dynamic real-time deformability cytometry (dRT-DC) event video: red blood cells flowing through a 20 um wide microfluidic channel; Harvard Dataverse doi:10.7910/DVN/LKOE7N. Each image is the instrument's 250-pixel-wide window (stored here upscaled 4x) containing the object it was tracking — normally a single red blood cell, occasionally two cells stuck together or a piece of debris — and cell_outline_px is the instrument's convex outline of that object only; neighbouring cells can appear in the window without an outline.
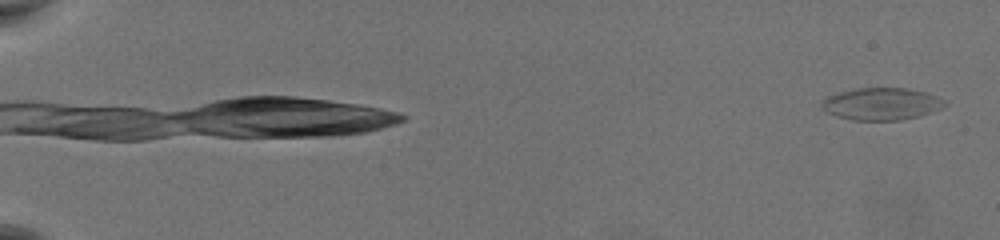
{"species": "common noctule bat (a hibernating species)", "species_latin": "Nyctalus noctula", "temperature_condition": "warm", "stored_images_in_passage": 58, "camera_frame_rate_fps": 3000, "um_per_image_px": 0.085, "animal": {"sex": "female", "body_mass_g": 19.5, "forearm_length_mm": 54.1}, "frame": {"image": 1, "passage_image": 1, "time_ms": 0.0, "image_size_px": [1000, 240], "cell_outline_px": [[944, 108], [916, 116], [896, 120], [856, 120], [840, 116], [828, 112], [824, 108], [824, 104], [832, 96], [844, 92], [860, 88], [904, 88], [920, 92], [944, 104]], "centroid_in_image_um": [74.92, 8.85], "position_along_channel_um": 10.1, "area_um2": 21.39}}
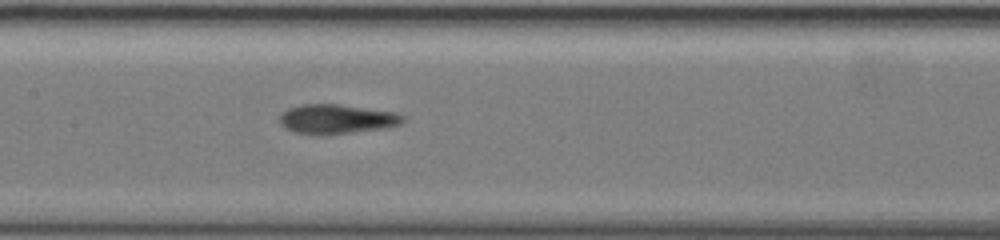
{"frame": {"image": 2, "passage_image": 33, "time_ms": 10.667, "image_size_px": [1000, 240], "cell_outline_px": [[404, 120], [400, 124], [384, 128], [328, 136], [316, 136], [296, 132], [288, 128], [280, 120], [280, 116], [288, 108], [300, 104], [336, 104], [392, 112], [404, 116]], "centroid_in_image_um": [28.61, 10.14], "position_along_channel_um": 178.8, "area_um2": 21.04}}
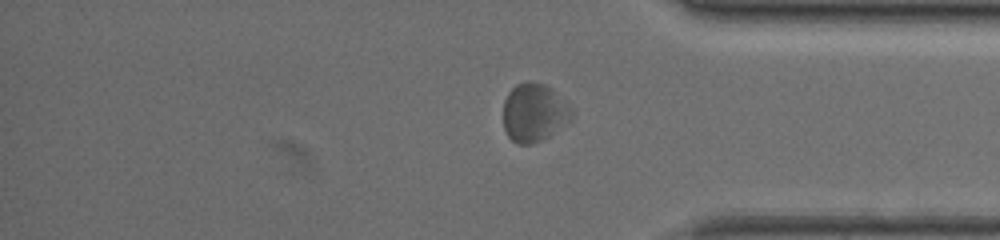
{"frame": {"image": 3, "passage_image": 51, "time_ms": 16.667, "image_size_px": [1000, 240], "cell_outline_px": [[568, 120], [540, 140], [532, 144], [516, 144], [508, 136], [504, 128], [504, 100], [508, 92], [516, 84], [532, 80], [544, 84], [552, 92], [568, 112]], "centroid_in_image_um": [45.22, 9.57], "position_along_channel_um": 390.0, "area_um2": 21.73}}